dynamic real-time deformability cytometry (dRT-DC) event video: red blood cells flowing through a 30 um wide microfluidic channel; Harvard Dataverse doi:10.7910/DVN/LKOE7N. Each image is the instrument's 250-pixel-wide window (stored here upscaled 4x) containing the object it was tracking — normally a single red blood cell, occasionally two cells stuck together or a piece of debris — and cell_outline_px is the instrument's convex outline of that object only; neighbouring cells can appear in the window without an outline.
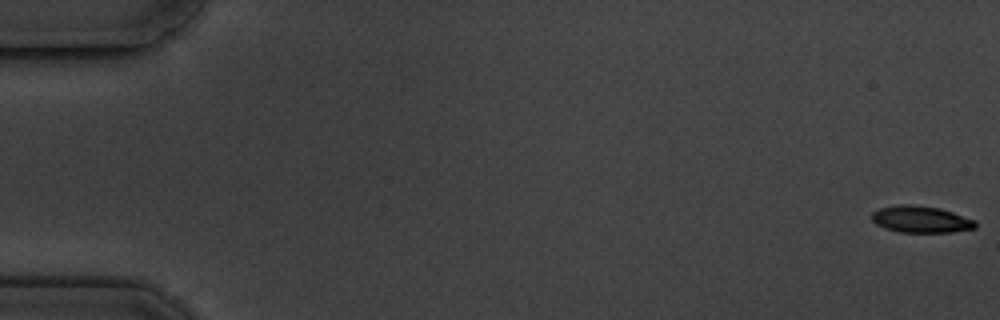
{"species": "common noctule bat (a hibernating species)", "species_latin": "Nyctalus noctula", "temperature_condition": "cold", "stored_images_in_passage": 5, "camera_frame_rate_fps": 3000, "um_per_image_px": 0.085, "animal": {"sex": "male", "body_mass_g": 19.5, "forearm_length_mm": 54.6}, "frame": {"image": 1, "passage_image": 1, "time_ms": 0.0, "image_size_px": [1000, 320], "cell_outline_px": [[976, 228], [952, 232], [900, 232], [884, 228], [876, 224], [872, 220], [872, 212], [880, 208], [896, 204], [912, 204], [940, 208], [976, 220]], "centroid_in_image_um": [78.27, 18.63], "position_along_channel_um": 6.7, "area_um2": 16.24}}
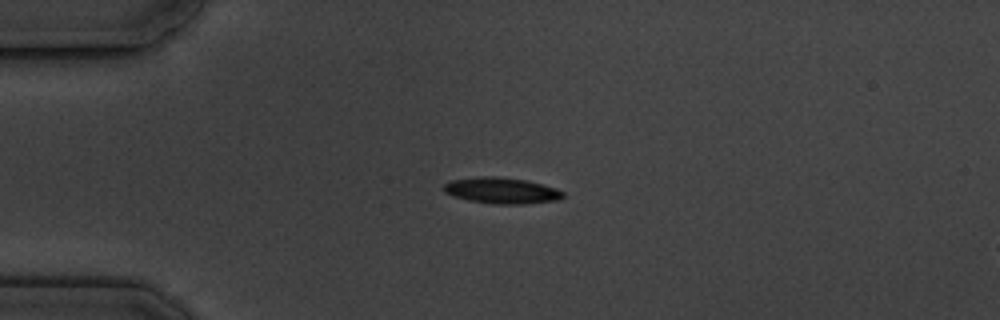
{"frame": {"image": 2, "passage_image": 5, "time_ms": 4.667, "image_size_px": [1000, 320], "cell_outline_px": [[564, 196], [560, 200], [524, 204], [492, 204], [468, 200], [452, 196], [444, 192], [444, 184], [452, 180], [480, 176], [496, 176], [524, 180], [556, 188], [564, 192]], "centroid_in_image_um": [42.63, 16.21], "position_along_channel_um": 42.4, "area_um2": 18.15}}